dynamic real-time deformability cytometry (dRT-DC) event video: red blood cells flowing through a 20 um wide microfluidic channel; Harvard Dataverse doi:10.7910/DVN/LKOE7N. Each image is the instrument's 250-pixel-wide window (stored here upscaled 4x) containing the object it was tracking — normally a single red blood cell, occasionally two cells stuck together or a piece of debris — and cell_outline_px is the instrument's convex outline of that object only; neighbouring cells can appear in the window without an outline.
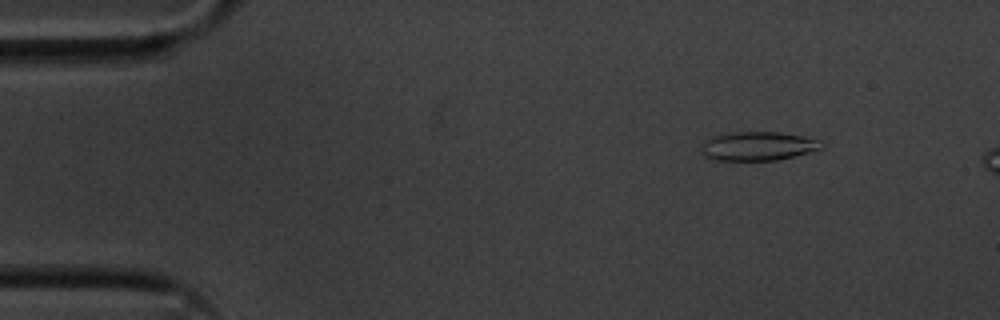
{"species": "common noctule bat (a hibernating species)", "species_latin": "Nyctalus noctula", "temperature_condition": "cold", "stored_images_in_passage": 12, "camera_frame_rate_fps": 3000, "um_per_image_px": 0.085, "animal": {"sex": "male", "body_mass_g": 20.1, "forearm_length_mm": 53.5}, "frame": {"image": 1, "passage_image": 7, "time_ms": 2.0, "image_size_px": [1000, 320], "cell_outline_px": [[824, 148], [776, 160], [712, 160], [704, 156], [700, 148], [704, 140], [712, 136], [736, 132], [780, 132], [804, 136], [820, 140], [824, 144]], "centroid_in_image_um": [64.41, 12.41], "position_along_channel_um": 20.6, "area_um2": 20.29}}